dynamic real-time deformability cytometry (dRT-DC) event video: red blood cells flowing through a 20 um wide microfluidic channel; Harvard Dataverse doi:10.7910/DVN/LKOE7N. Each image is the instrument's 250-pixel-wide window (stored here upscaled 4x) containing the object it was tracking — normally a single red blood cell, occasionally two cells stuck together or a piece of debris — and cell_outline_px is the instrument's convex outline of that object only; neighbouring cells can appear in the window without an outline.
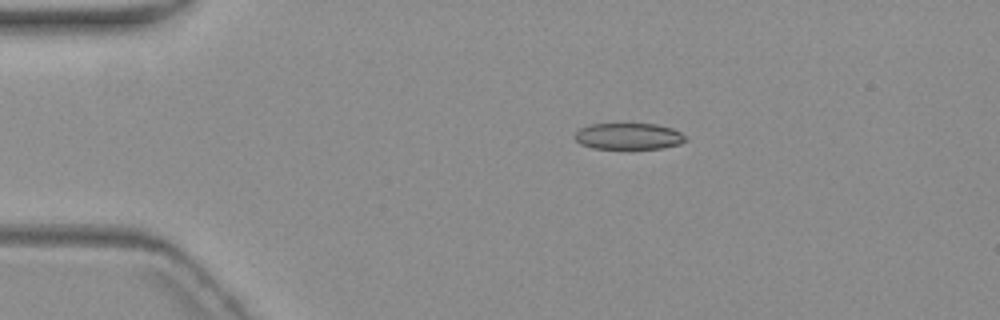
{"species": "common noctule bat (a hibernating species)", "species_latin": "Nyctalus noctula", "temperature_condition": "warm", "stored_images_in_passage": 9, "camera_frame_rate_fps": 3000, "um_per_image_px": 0.085, "animal": {"sex": "female", "body_mass_g": 19.3, "forearm_length_mm": 54.1}, "frame": {"image": 1, "passage_image": 3, "time_ms": 2.333, "image_size_px": [1000, 320], "cell_outline_px": [[688, 140], [680, 144], [660, 148], [592, 148], [580, 144], [572, 136], [580, 128], [592, 124], [656, 124], [672, 128], [680, 132]], "centroid_in_image_um": [53.41, 11.58], "position_along_channel_um": 31.6, "area_um2": 16.94}}
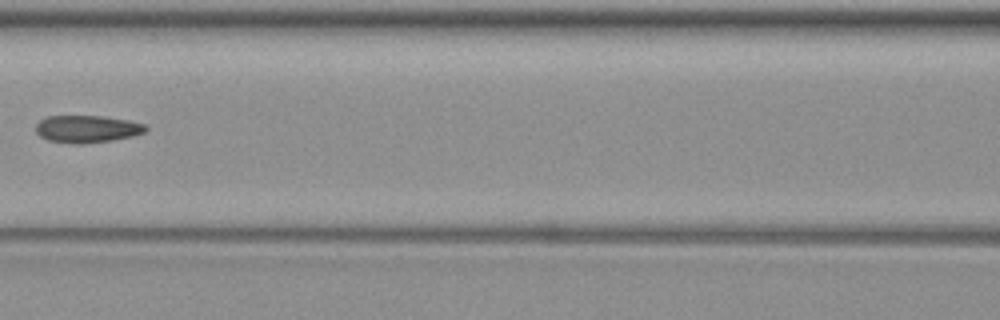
{"frame": {"image": 2, "passage_image": 7, "time_ms": 7.333, "image_size_px": [1000, 320], "cell_outline_px": [[148, 128], [144, 132], [132, 136], [112, 140], [84, 144], [72, 144], [48, 140], [40, 136], [36, 132], [36, 124], [40, 120], [48, 116], [100, 116], [128, 120], [144, 124]], "centroid_in_image_um": [7.38, 10.97], "position_along_channel_um": 159.2, "area_um2": 17.46}}
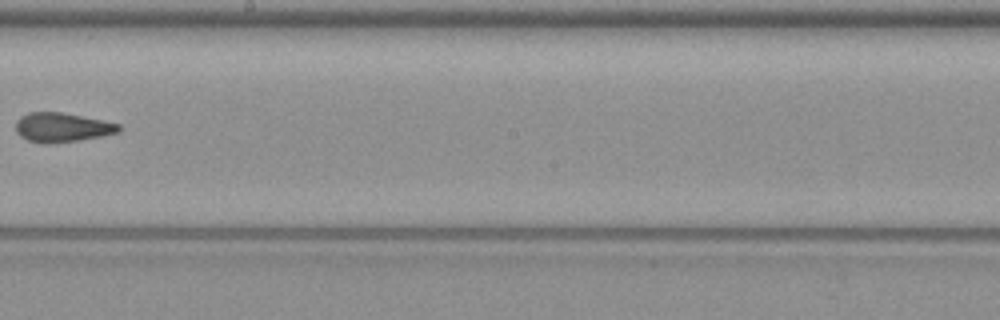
{"frame": {"image": 3, "passage_image": 9, "time_ms": 9.667, "image_size_px": [1000, 320], "cell_outline_px": [[124, 128], [120, 132], [100, 136], [76, 140], [44, 144], [28, 140], [20, 136], [16, 132], [16, 120], [20, 116], [28, 112], [64, 112], [104, 120], [120, 124]], "centroid_in_image_um": [5.29, 10.81], "position_along_channel_um": 242.9, "area_um2": 17.74}}